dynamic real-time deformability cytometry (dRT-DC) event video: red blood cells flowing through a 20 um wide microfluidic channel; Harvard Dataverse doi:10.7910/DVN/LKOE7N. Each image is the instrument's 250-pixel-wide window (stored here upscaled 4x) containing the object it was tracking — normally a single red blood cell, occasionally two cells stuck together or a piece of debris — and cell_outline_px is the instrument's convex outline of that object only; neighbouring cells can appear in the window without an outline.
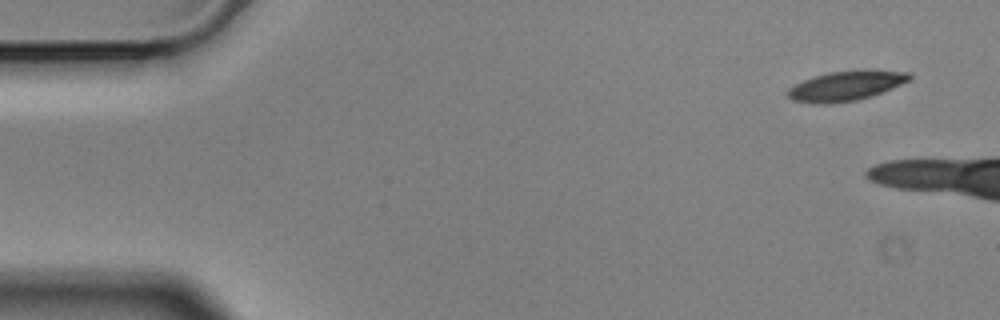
{"species": "Egyptian fruit bat (a non-hibernating species)", "species_latin": "Rousettus aegyptiacus", "temperature_condition": "cold", "stored_images_in_passage": 3, "camera_frame_rate_fps": 3000, "um_per_image_px": 0.085, "animal": {"sex": "male"}, "frame": {"image": 1, "passage_image": 1, "time_ms": 0.0, "image_size_px": [1000, 320], "cell_outline_px": [[912, 80], [872, 96], [856, 100], [828, 104], [812, 104], [792, 100], [788, 96], [788, 88], [812, 76], [828, 72], [856, 68], [872, 68], [908, 72], [912, 76]], "centroid_in_image_um": [71.96, 7.26], "position_along_channel_um": 13.0, "area_um2": 21.85}}